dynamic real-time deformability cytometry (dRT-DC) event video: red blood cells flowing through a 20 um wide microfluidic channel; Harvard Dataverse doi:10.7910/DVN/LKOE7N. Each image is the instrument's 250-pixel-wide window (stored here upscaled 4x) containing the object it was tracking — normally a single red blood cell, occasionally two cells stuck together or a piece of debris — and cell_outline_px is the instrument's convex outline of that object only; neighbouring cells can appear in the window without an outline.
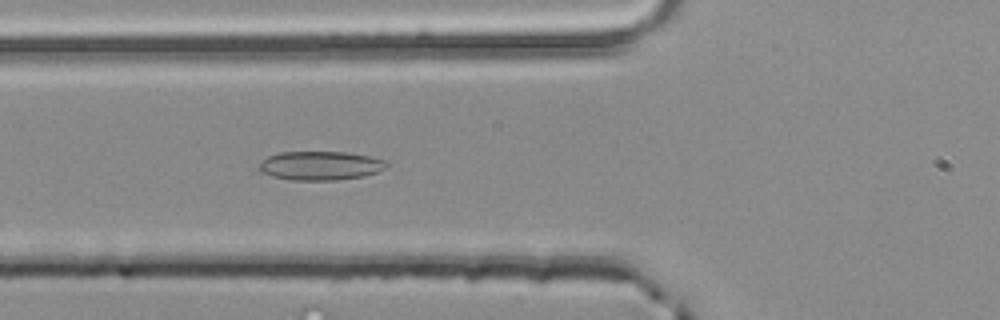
{"species": "common noctule bat (a hibernating species)", "species_latin": "Nyctalus noctula", "temperature_condition": "room temperature", "stored_images_in_passage": 41, "camera_frame_rate_fps": 3000, "um_per_image_px": 0.085, "animal": {"sex": "male", "body_mass_g": 20.4}, "frame": {"image": 1, "passage_image": 9, "time_ms": 2.667, "image_size_px": [1000, 320], "cell_outline_px": [[388, 164], [384, 168], [376, 172], [364, 176], [336, 180], [292, 180], [272, 176], [260, 172], [256, 168], [260, 160], [268, 156], [280, 152], [344, 152], [368, 156], [384, 160]], "centroid_in_image_um": [27.15, 14.08], "position_along_channel_um": 98.7, "area_um2": 21.5}}
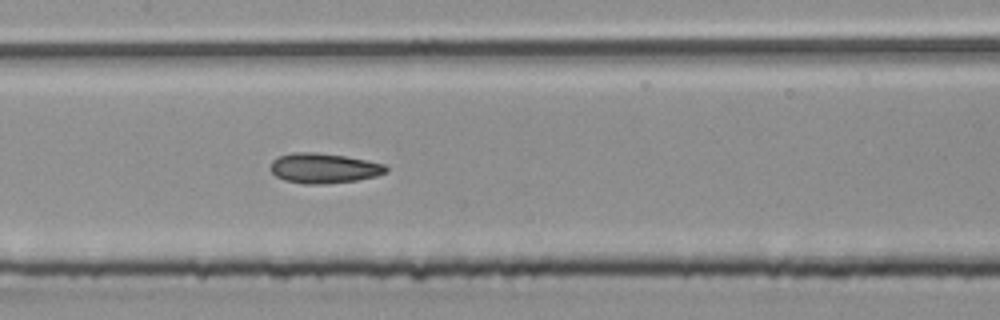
{"frame": {"image": 2, "passage_image": 15, "time_ms": 4.667, "image_size_px": [1000, 320], "cell_outline_px": [[388, 172], [376, 176], [356, 180], [320, 184], [304, 184], [284, 180], [276, 176], [268, 168], [272, 160], [276, 156], [292, 152], [312, 152], [344, 156], [384, 164], [388, 168]], "centroid_in_image_um": [27.46, 14.29], "position_along_channel_um": 179.9, "area_um2": 20.23}}
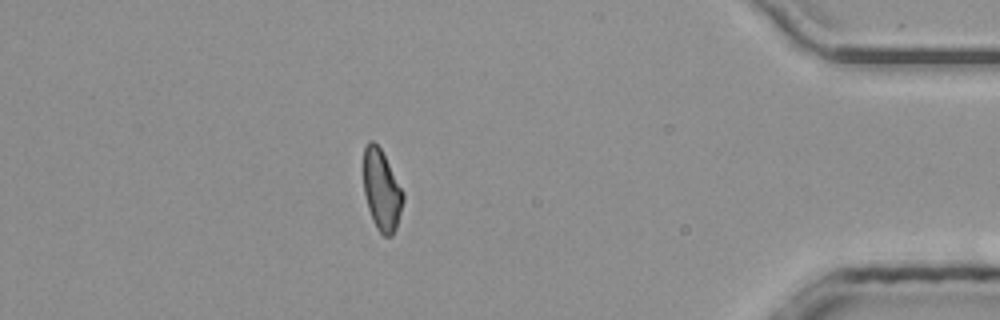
{"frame": {"image": 3, "passage_image": 35, "time_ms": 11.333, "image_size_px": [1000, 320], "cell_outline_px": [[404, 200], [396, 228], [392, 236], [384, 236], [376, 228], [372, 220], [368, 208], [364, 192], [364, 148], [368, 140], [372, 140], [380, 148], [404, 192]], "centroid_in_image_um": [32.44, 16.18], "position_along_channel_um": 402.8, "area_um2": 18.55}, "authors_computed_cell_mechanics": {"area_um2": 19.3052, "velocity_mm_per_s": 4.0256, "shape_relaxation_time_tau1_ms": null, "shape_relaxation_time_tau2_ms": 3.0042, "deformation_change_tau1": null, "deformation_change_tau2": 0.0846}}